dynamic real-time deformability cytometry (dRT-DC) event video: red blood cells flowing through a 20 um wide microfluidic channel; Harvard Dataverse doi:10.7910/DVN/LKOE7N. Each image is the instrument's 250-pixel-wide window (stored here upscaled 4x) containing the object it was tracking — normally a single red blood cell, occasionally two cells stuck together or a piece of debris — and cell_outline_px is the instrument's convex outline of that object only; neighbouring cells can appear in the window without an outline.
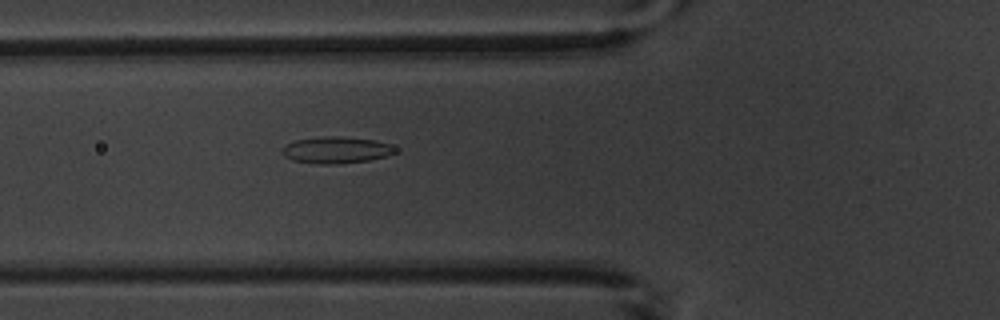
{"species": "common noctule bat (a hibernating species)", "species_latin": "Nyctalus noctula", "temperature_condition": "warm", "stored_images_in_passage": 2, "camera_frame_rate_fps": 3000, "um_per_image_px": 0.085, "animal": {"sex": "male", "body_mass_g": 20.1, "forearm_length_mm": 53.5}, "frame": {"image": 1, "passage_image": 2, "time_ms": 1.0, "image_size_px": [1000, 320], "cell_outline_px": [[396, 152], [388, 156], [368, 160], [340, 164], [320, 164], [292, 160], [284, 156], [280, 152], [284, 144], [296, 140], [324, 136], [340, 136], [372, 140], [388, 144], [396, 148]], "centroid_in_image_um": [28.53, 12.75], "position_along_channel_um": 97.3, "area_um2": 17.57}}